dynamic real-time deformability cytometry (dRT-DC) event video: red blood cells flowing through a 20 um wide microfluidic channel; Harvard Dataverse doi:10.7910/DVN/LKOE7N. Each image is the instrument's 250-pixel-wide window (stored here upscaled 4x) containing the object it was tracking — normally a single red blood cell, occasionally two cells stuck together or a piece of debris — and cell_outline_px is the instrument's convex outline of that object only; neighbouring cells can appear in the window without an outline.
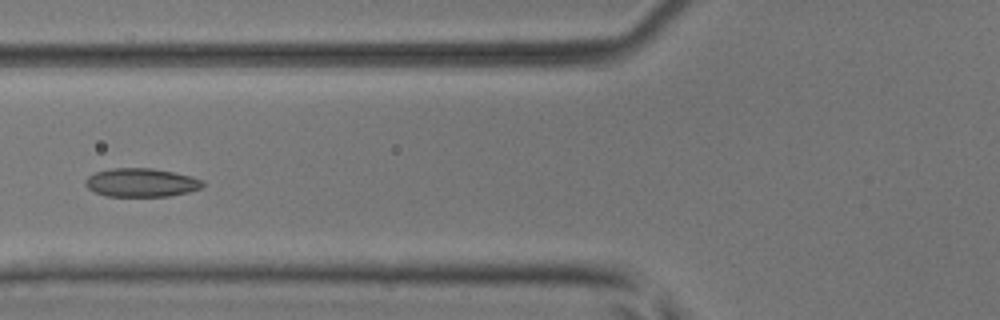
{"species": "common noctule bat (a hibernating species)", "species_latin": "Nyctalus noctula", "temperature_condition": "room temperature", "stored_images_in_passage": 6, "camera_frame_rate_fps": 3000, "um_per_image_px": 0.085, "animal": {"sex": "male", "body_mass_g": 17.9, "forearm_length_mm": 54.2}, "frame": {"image": 1, "passage_image": 4, "time_ms": 1.0, "image_size_px": [1000, 320], "cell_outline_px": [[204, 184], [200, 188], [188, 192], [168, 196], [108, 196], [96, 192], [88, 188], [84, 184], [84, 180], [88, 176], [96, 172], [112, 168], [152, 168], [192, 176], [204, 180]], "centroid_in_image_um": [12.01, 15.51], "position_along_channel_um": 113.8, "area_um2": 19.48}}
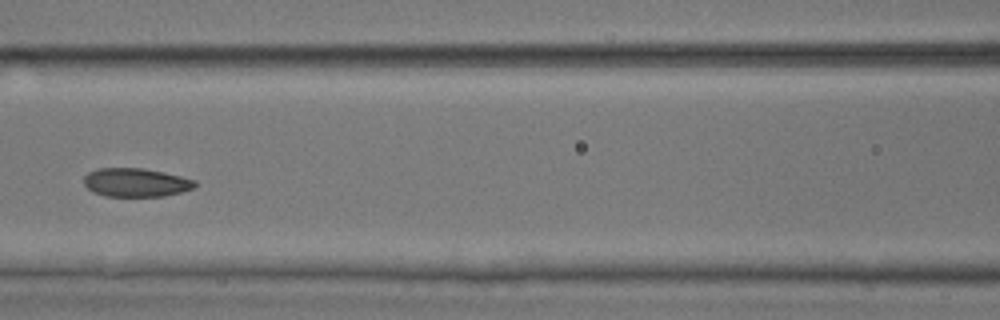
{"frame": {"image": 2, "passage_image": 5, "time_ms": 1.333, "image_size_px": [1000, 320], "cell_outline_px": [[196, 184], [192, 188], [180, 192], [164, 196], [104, 196], [92, 192], [84, 184], [84, 176], [88, 172], [100, 168], [144, 168], [164, 172], [196, 180]], "centroid_in_image_um": [11.52, 15.51], "position_along_channel_um": 155.1, "area_um2": 18.5}}
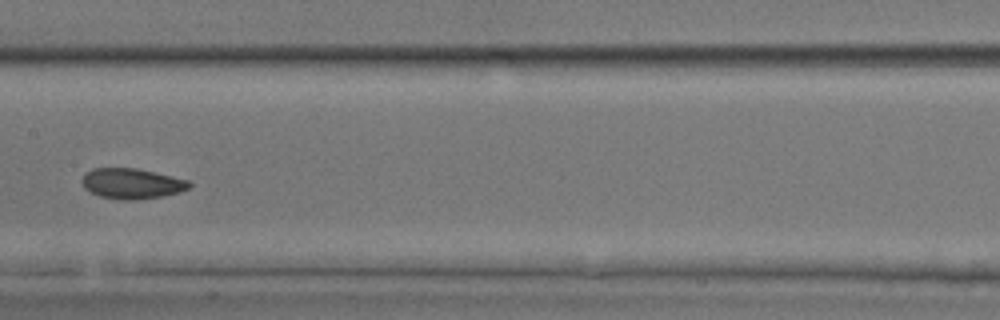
{"frame": {"image": 3, "passage_image": 6, "time_ms": 1.667, "image_size_px": [1000, 320], "cell_outline_px": [[192, 184], [188, 188], [180, 192], [164, 196], [136, 200], [120, 200], [100, 196], [84, 188], [80, 180], [84, 172], [92, 168], [136, 168], [188, 180]], "centroid_in_image_um": [11.16, 15.6], "position_along_channel_um": 196.2, "area_um2": 19.13}}